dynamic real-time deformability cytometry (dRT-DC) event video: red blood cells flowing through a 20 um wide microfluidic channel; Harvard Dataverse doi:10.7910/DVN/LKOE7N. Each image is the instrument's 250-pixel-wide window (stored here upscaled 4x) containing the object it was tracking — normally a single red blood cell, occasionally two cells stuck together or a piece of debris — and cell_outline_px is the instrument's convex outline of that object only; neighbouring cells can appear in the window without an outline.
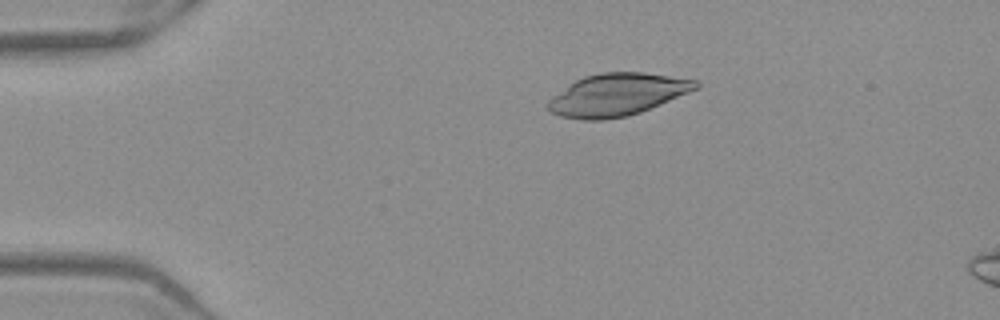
{"species": "Egyptian fruit bat (a non-hibernating species)", "species_latin": "Rousettus aegyptiacus", "temperature_condition": "warm", "stored_images_in_passage": 16, "camera_frame_rate_fps": 3000, "um_per_image_px": 0.085, "frame": {"image": 1, "passage_image": 10, "time_ms": 3.0, "image_size_px": [1000, 320], "cell_outline_px": [[700, 88], [640, 112], [628, 116], [604, 120], [584, 120], [560, 116], [552, 112], [548, 108], [548, 100], [552, 96], [568, 84], [584, 76], [600, 72], [644, 72], [700, 80]], "centroid_in_image_um": [52.48, 8.04], "position_along_channel_um": 32.5, "area_um2": 36.59}}